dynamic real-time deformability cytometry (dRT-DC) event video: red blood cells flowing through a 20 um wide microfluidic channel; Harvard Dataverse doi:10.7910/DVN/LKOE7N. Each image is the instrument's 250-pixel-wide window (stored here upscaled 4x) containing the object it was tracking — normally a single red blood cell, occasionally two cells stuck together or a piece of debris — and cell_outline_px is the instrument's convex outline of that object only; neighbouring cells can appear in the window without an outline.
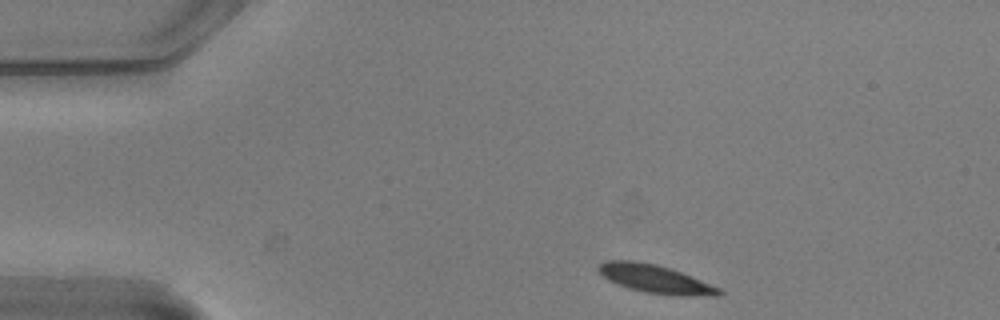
{"species": "common noctule bat (a hibernating species)", "species_latin": "Nyctalus noctula", "temperature_condition": "warm", "stored_images_in_passage": 46, "camera_frame_rate_fps": 3000, "um_per_image_px": 0.085, "animal": {"sex": "male", "body_mass_g": 20.5, "forearm_length_mm": 52.5}, "frame": {"image": 1, "passage_image": 1, "time_ms": 0.0, "image_size_px": [1000, 320], "cell_outline_px": [[724, 292], [720, 296], [676, 296], [644, 292], [628, 288], [616, 284], [608, 280], [596, 268], [604, 260], [636, 260], [656, 264], [680, 272], [720, 288]], "centroid_in_image_um": [55.69, 23.72], "position_along_channel_um": 29.3, "area_um2": 19.94}}
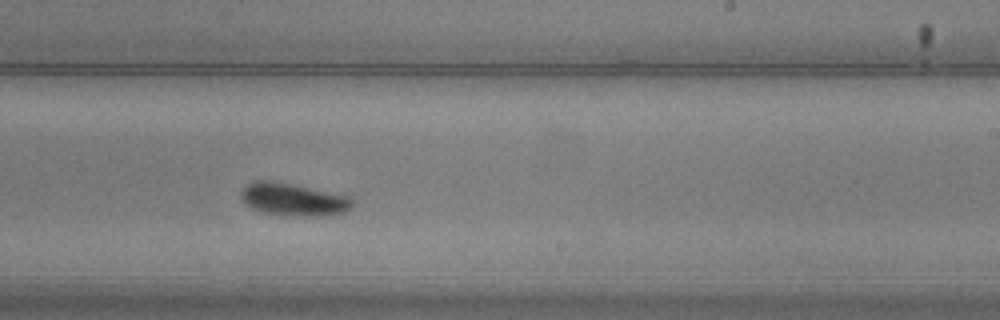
{"frame": {"image": 2, "passage_image": 25, "time_ms": 8.0, "image_size_px": [1000, 320], "cell_outline_px": [[352, 208], [344, 212], [316, 216], [264, 212], [252, 208], [240, 196], [240, 192], [248, 184], [256, 180], [272, 180], [348, 196], [352, 200]], "centroid_in_image_um": [24.92, 16.93], "position_along_channel_um": 264.1, "area_um2": 20.4}}
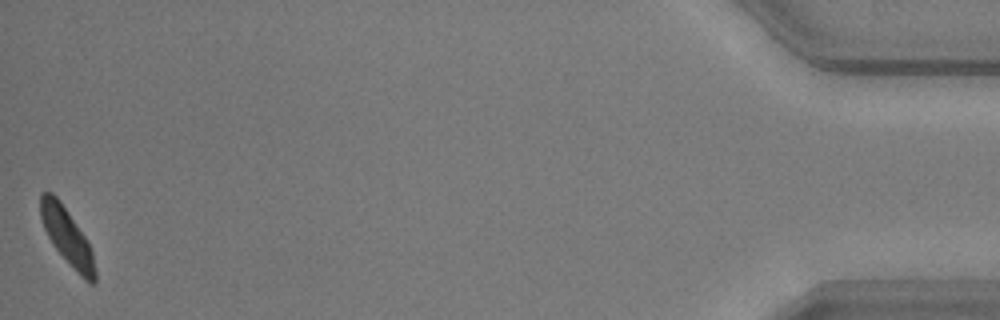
{"frame": {"image": 3, "passage_image": 46, "time_ms": 15.0, "image_size_px": [1000, 320], "cell_outline_px": [[96, 280], [92, 284], [84, 280], [76, 272], [52, 244], [44, 228], [40, 216], [40, 192], [52, 192], [60, 200], [84, 236], [92, 252], [96, 272]], "centroid_in_image_um": [5.68, 20.1], "position_along_channel_um": 429.5, "area_um2": 17.74}, "authors_computed_cell_mechanics": {"area_um2": 20.23, "velocity_mm_per_s": 3.6949, "shape_relaxation_time_tau1_ms": 2.6281, "shape_relaxation_time_tau2_ms": 1.7223, "deformation_change_tau1": 0.1391, "deformation_change_tau2": 0.0704}}